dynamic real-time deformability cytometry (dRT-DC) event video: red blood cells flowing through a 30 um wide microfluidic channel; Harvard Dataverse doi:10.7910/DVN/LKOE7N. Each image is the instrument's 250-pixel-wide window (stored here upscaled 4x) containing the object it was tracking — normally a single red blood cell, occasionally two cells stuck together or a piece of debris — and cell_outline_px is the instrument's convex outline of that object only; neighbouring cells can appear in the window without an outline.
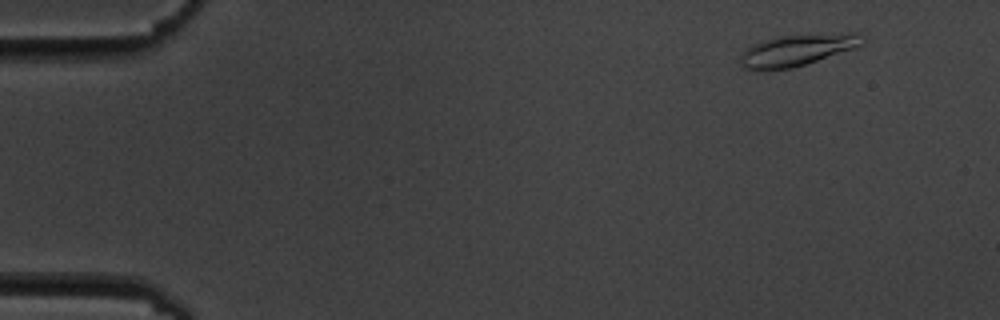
{"species": "common noctule bat (a hibernating species)", "species_latin": "Nyctalus noctula", "temperature_condition": "cold", "stored_images_in_passage": 6, "camera_frame_rate_fps": 3000, "um_per_image_px": 0.085, "animal": {"sex": "male", "body_mass_g": 19.5, "forearm_length_mm": 54.6}, "frame": {"image": 1, "passage_image": 2, "time_ms": 1.333, "image_size_px": [1000, 320], "cell_outline_px": [[864, 44], [792, 68], [756, 72], [744, 68], [740, 64], [740, 60], [744, 48], [752, 44], [776, 36], [848, 32], [860, 32]], "centroid_in_image_um": [67.68, 4.26], "position_along_channel_um": 17.3, "area_um2": 22.6}}
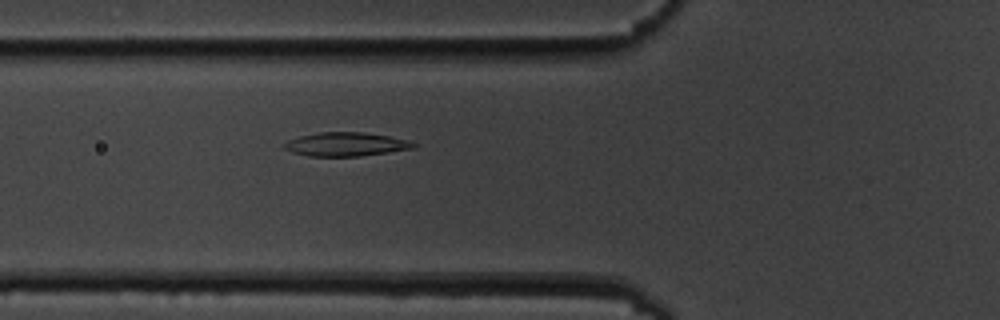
{"frame": {"image": 2, "passage_image": 6, "time_ms": 6.667, "image_size_px": [1000, 320], "cell_outline_px": [[416, 148], [360, 156], [308, 156], [292, 152], [284, 148], [284, 144], [288, 140], [300, 136], [320, 132], [364, 132], [388, 136], [404, 140], [416, 144]], "centroid_in_image_um": [29.38, 12.26], "position_along_channel_um": 96.4, "area_um2": 17.69}}